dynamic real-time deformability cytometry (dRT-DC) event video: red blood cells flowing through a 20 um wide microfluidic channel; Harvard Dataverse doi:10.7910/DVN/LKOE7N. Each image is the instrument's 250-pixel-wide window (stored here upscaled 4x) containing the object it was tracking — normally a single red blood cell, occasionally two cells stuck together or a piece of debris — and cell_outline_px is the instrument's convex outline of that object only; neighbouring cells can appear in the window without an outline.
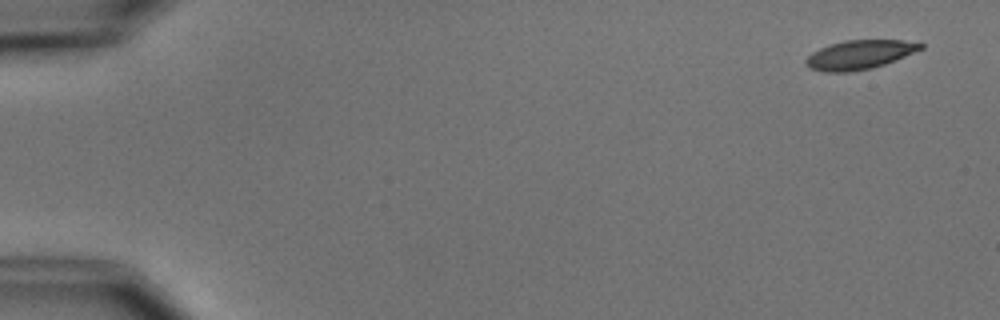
{"species": "common noctule bat (a hibernating species)", "species_latin": "Nyctalus noctula", "temperature_condition": "cold", "stored_images_in_passage": 5, "camera_frame_rate_fps": 3000, "um_per_image_px": 0.085, "animal": {"sex": "male", "body_mass_g": 15.6}, "frame": {"image": 1, "passage_image": 1, "time_ms": 0.0, "image_size_px": [1000, 320], "cell_outline_px": [[924, 48], [884, 64], [872, 68], [848, 72], [824, 72], [808, 68], [804, 64], [804, 60], [812, 52], [828, 44], [844, 40], [904, 40], [924, 44]], "centroid_in_image_um": [73.0, 4.65], "position_along_channel_um": 12.0, "area_um2": 19.48}}
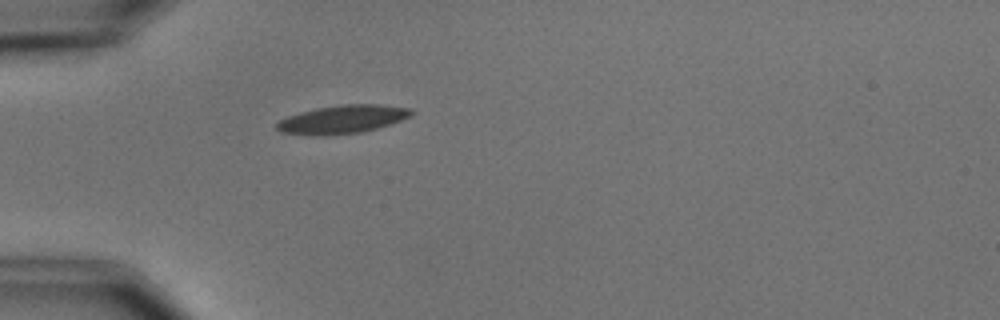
{"frame": {"image": 2, "passage_image": 5, "time_ms": 4.667, "image_size_px": [1000, 320], "cell_outline_px": [[416, 112], [412, 116], [376, 128], [360, 132], [324, 136], [312, 136], [280, 132], [276, 128], [276, 124], [280, 120], [288, 116], [300, 112], [316, 108], [340, 104], [380, 104], [412, 108]], "centroid_in_image_um": [29.11, 10.14], "position_along_channel_um": 55.9, "area_um2": 22.37}}